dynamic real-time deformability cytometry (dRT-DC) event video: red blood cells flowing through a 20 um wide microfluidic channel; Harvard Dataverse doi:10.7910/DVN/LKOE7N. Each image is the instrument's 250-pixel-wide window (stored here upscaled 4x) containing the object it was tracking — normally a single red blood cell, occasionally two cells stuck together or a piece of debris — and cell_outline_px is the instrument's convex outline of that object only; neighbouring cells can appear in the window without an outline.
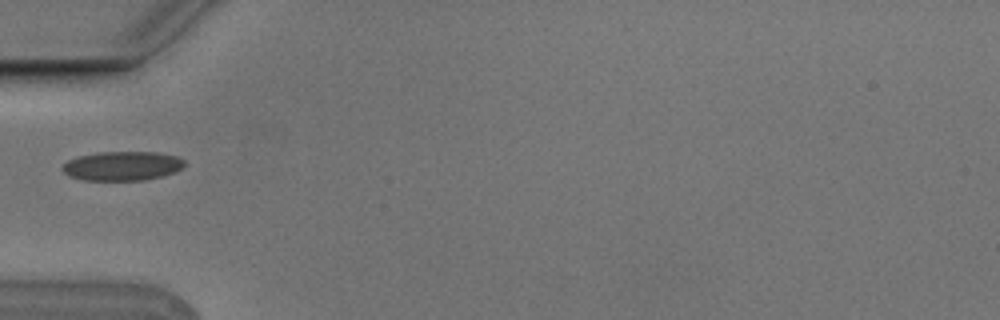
{"species": "Egyptian fruit bat (a non-hibernating species)", "species_latin": "Rousettus aegyptiacus", "temperature_condition": "cold", "stored_images_in_passage": 5, "camera_frame_rate_fps": 3000, "um_per_image_px": 0.085, "animal": {"sex": "male"}, "frame": {"image": 1, "passage_image": 5, "time_ms": 1.333, "image_size_px": [1000, 320], "cell_outline_px": [[184, 164], [176, 172], [164, 176], [144, 180], [84, 180], [68, 176], [60, 168], [68, 160], [76, 156], [96, 152], [156, 152], [176, 156], [184, 160]], "centroid_in_image_um": [10.36, 14.1], "position_along_channel_um": 74.6, "area_um2": 20.92}}